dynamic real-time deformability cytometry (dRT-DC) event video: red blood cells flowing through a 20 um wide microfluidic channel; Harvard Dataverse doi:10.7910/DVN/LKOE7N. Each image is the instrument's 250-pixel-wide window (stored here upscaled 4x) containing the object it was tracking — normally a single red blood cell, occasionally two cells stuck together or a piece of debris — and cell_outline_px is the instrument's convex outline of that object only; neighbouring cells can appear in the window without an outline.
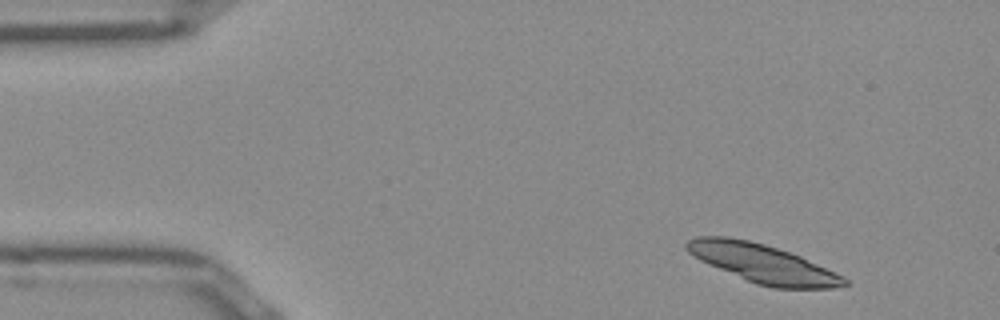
{"species": "Egyptian fruit bat (a non-hibernating species)", "species_latin": "Rousettus aegyptiacus", "temperature_condition": "room temperature", "stored_images_in_passage": 36, "segment_of_instrument_passage": [1, 2], "camera_frame_rate_fps": 3000, "um_per_image_px": 0.085, "frame": {"image": 1, "passage_image": 1, "time_ms": 0.0, "image_size_px": [1000, 320], "cell_outline_px": [[848, 284], [832, 288], [772, 288], [756, 284], [708, 264], [700, 260], [688, 252], [684, 248], [684, 244], [688, 240], [696, 236], [728, 236], [748, 240], [764, 244], [800, 256], [844, 276], [848, 280]], "centroid_in_image_um": [64.8, 22.39], "position_along_channel_um": 20.2, "area_um2": 35.26}}